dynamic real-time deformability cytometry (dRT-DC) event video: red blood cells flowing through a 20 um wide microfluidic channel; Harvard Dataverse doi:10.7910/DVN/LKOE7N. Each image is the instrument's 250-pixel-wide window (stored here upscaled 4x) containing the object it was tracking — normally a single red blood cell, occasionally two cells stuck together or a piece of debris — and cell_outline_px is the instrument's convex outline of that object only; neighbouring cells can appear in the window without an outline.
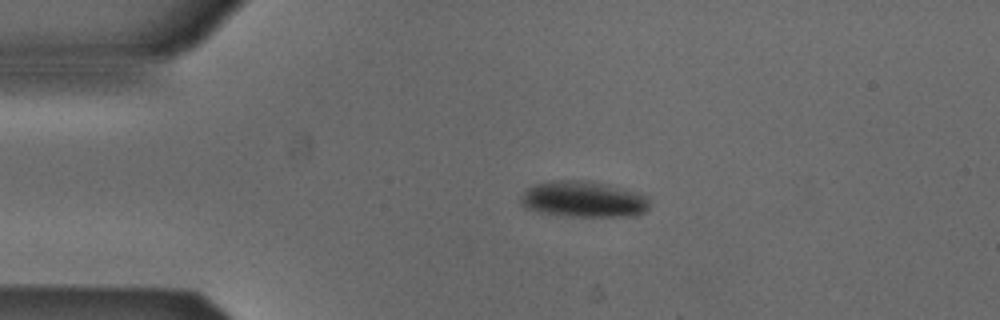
{"species": "Egyptian fruit bat (a non-hibernating species)", "species_latin": "Rousettus aegyptiacus", "temperature_condition": "cold", "stored_images_in_passage": 3, "segment_of_instrument_passage": [1, 2], "camera_frame_rate_fps": 3000, "um_per_image_px": 0.085, "animal": {"sex": "male"}, "frame": {"image": 1, "passage_image": 1, "time_ms": 0.0, "image_size_px": [1000, 320], "cell_outline_px": [[648, 208], [644, 212], [636, 216], [564, 216], [540, 212], [524, 208], [520, 204], [520, 196], [528, 188], [536, 184], [552, 180], [584, 180], [608, 184], [640, 192], [648, 196]], "centroid_in_image_um": [49.6, 16.93], "position_along_channel_um": 35.4, "area_um2": 27.4}}